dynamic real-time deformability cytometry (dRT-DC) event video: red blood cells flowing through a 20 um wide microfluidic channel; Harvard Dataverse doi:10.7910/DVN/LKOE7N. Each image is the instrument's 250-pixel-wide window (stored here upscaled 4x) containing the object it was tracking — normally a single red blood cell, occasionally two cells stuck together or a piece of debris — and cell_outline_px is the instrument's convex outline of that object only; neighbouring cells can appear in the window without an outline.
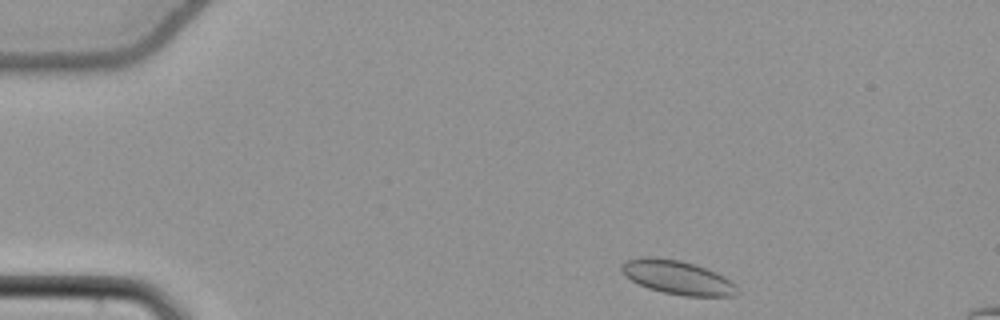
{"species": "common noctule bat (a hibernating species)", "species_latin": "Nyctalus noctula", "temperature_condition": "cold", "stored_images_in_passage": 48, "camera_frame_rate_fps": 3000, "um_per_image_px": 0.085, "animal": {"sex": "female", "body_mass_g": 22.7, "forearm_length_mm": 54.2}, "frame": {"image": 1, "passage_image": 2, "time_ms": 0.333, "image_size_px": [1000, 320], "cell_outline_px": [[740, 292], [736, 296], [684, 296], [664, 292], [648, 288], [624, 276], [620, 272], [620, 264], [624, 260], [640, 256], [652, 256], [680, 260], [716, 272], [724, 276], [736, 284]], "centroid_in_image_um": [57.56, 23.57], "position_along_channel_um": 27.4, "area_um2": 23.12}}
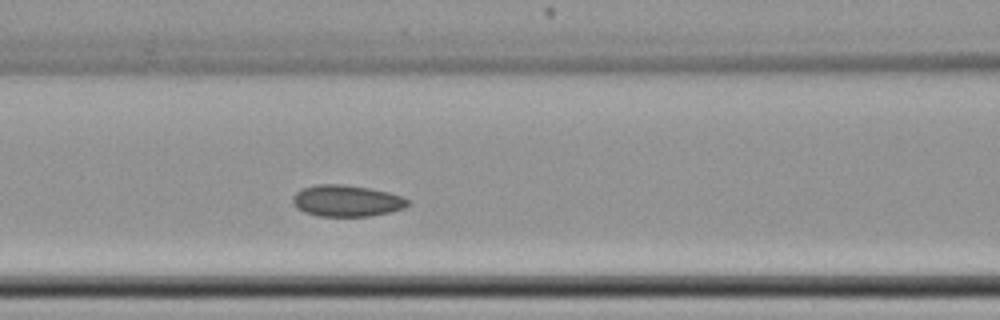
{"frame": {"image": 2, "passage_image": 17, "time_ms": 5.333, "image_size_px": [1000, 320], "cell_outline_px": [[408, 204], [404, 208], [388, 212], [368, 216], [320, 216], [304, 212], [292, 200], [292, 196], [296, 192], [304, 188], [316, 184], [340, 184], [368, 188], [388, 192], [404, 196], [408, 200]], "centroid_in_image_um": [29.48, 17.06], "position_along_channel_um": 137.1, "area_um2": 20.81}}
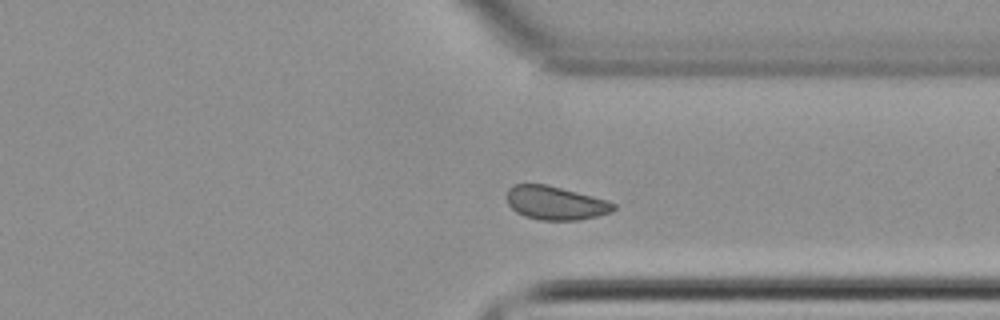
{"frame": {"image": 3, "passage_image": 35, "time_ms": 11.333, "image_size_px": [1000, 320], "cell_outline_px": [[616, 208], [612, 212], [580, 220], [540, 220], [524, 216], [516, 212], [508, 204], [508, 188], [512, 184], [544, 184], [608, 200], [616, 204]], "centroid_in_image_um": [47.22, 17.26], "position_along_channel_um": 364.2, "area_um2": 20.81}, "authors_computed_cell_mechanics": {"area_um2": 21.2993, "velocity_mm_per_s": 3.7704, "shape_relaxation_time_tau1_ms": null, "shape_relaxation_time_tau2_ms": 2.3686, "deformation_change_tau1": null, "deformation_change_tau2": 0.0673}}